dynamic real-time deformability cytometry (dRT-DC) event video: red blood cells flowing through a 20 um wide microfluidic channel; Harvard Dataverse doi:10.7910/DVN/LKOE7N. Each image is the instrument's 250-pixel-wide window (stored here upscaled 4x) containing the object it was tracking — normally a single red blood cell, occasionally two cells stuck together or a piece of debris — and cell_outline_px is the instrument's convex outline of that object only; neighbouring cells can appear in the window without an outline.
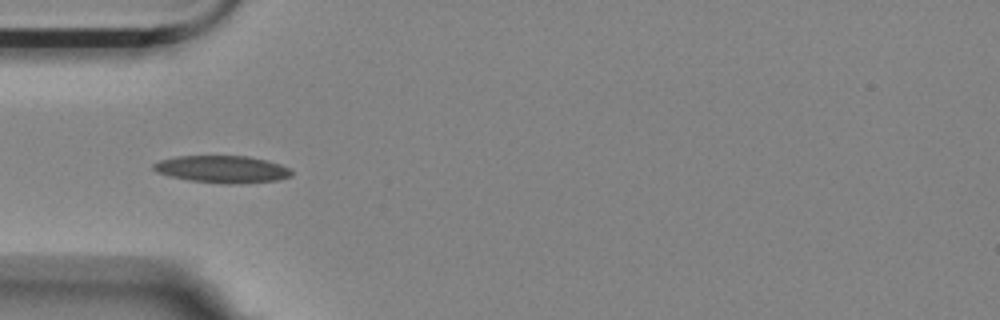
{"species": "Egyptian fruit bat (a non-hibernating species)", "species_latin": "Rousettus aegyptiacus", "temperature_condition": "room temperature", "stored_images_in_passage": 40, "camera_frame_rate_fps": 3000, "um_per_image_px": 0.085, "animal": {"sex": "female"}, "frame": {"image": 1, "passage_image": 1, "time_ms": 0.0, "image_size_px": [1000, 320], "cell_outline_px": [[292, 176], [276, 180], [240, 184], [224, 184], [188, 180], [168, 176], [156, 172], [152, 168], [152, 164], [160, 160], [176, 156], [248, 156], [280, 164], [288, 168], [292, 172]], "centroid_in_image_um": [18.85, 14.39], "position_along_channel_um": 66.2, "area_um2": 21.96}}
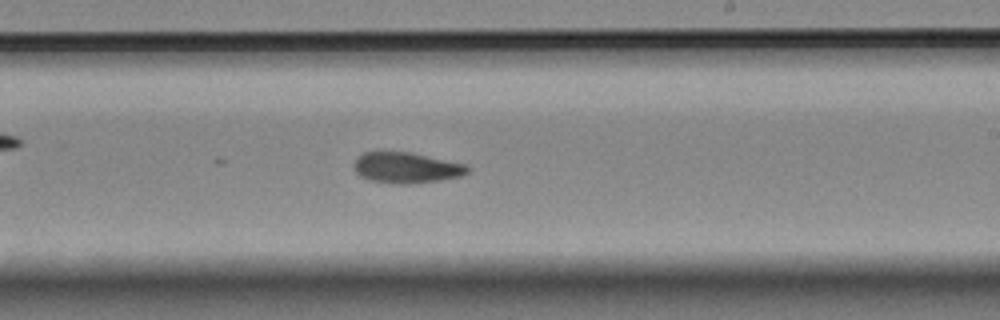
{"frame": {"image": 2, "passage_image": 17, "time_ms": 5.333, "image_size_px": [1000, 320], "cell_outline_px": [[468, 172], [460, 176], [440, 180], [408, 184], [392, 184], [368, 180], [360, 176], [356, 172], [352, 164], [364, 152], [408, 152], [468, 164]], "centroid_in_image_um": [34.53, 14.27], "position_along_channel_um": 254.5, "area_um2": 20.35}}
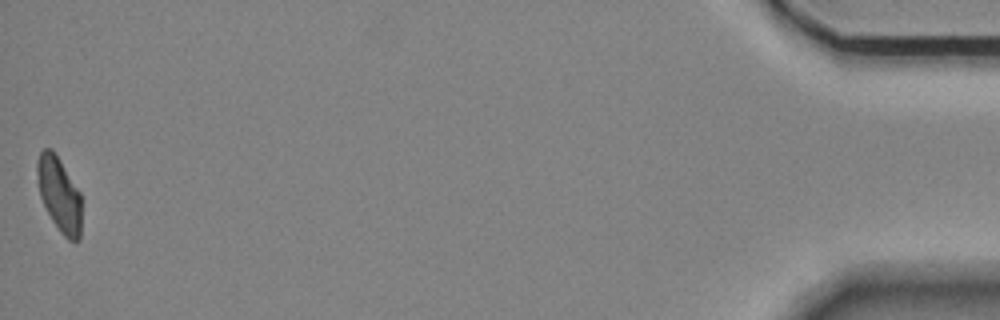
{"frame": {"image": 3, "passage_image": 40, "time_ms": 13.0, "image_size_px": [1000, 320], "cell_outline_px": [[80, 240], [68, 240], [60, 232], [52, 220], [40, 196], [36, 180], [36, 164], [40, 152], [44, 148], [52, 148], [80, 192]], "centroid_in_image_um": [5.01, 16.5], "position_along_channel_um": 430.2, "area_um2": 19.13}, "authors_computed_cell_mechanics": {"area_um2": 20.2589, "velocity_mm_per_s": 3.5234, "shape_relaxation_time_tau1_ms": null, "shape_relaxation_time_tau2_ms": 7.65, "deformation_change_tau1": null, "deformation_change_tau2": 0.1364}}